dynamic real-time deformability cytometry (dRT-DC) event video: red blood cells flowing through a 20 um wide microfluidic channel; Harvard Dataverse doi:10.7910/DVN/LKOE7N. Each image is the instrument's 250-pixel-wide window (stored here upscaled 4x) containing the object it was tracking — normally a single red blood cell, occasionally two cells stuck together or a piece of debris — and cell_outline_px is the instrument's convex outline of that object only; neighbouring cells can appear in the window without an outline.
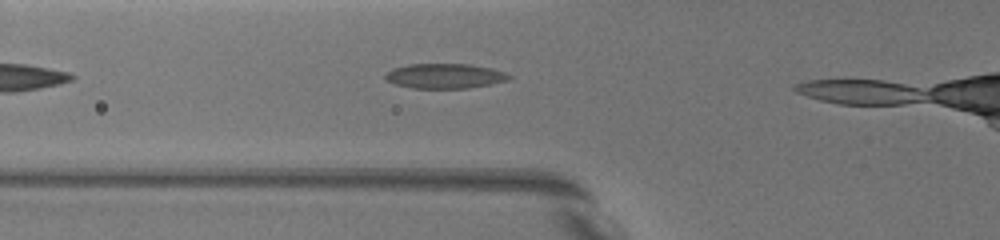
{"species": "common noctule bat (a hibernating species)", "species_latin": "Nyctalus noctula", "temperature_condition": "warm", "stored_images_in_passage": 16, "camera_frame_rate_fps": 3000, "um_per_image_px": 0.085, "animal": {"sex": "female", "body_mass_g": 19.5, "forearm_length_mm": 54.1}, "frame": {"image": 1, "passage_image": 3, "time_ms": 1.333, "image_size_px": [1000, 240], "cell_outline_px": [[512, 76], [508, 80], [468, 88], [412, 88], [396, 84], [388, 80], [384, 76], [392, 68], [408, 64], [468, 64], [492, 68], [504, 72]], "centroid_in_image_um": [37.8, 6.45], "position_along_channel_um": 88.0, "area_um2": 17.74}}
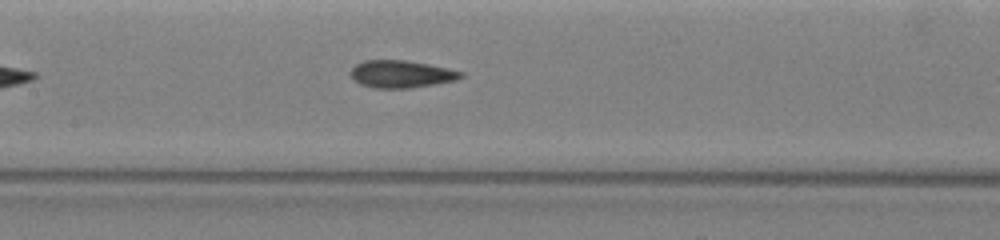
{"frame": {"image": 2, "passage_image": 8, "time_ms": 3.667, "image_size_px": [1000, 240], "cell_outline_px": [[464, 76], [456, 80], [408, 88], [372, 88], [360, 84], [352, 76], [352, 68], [356, 64], [364, 60], [404, 60], [428, 64], [464, 72]], "centroid_in_image_um": [34.11, 6.29], "position_along_channel_um": 173.3, "area_um2": 17.34}}
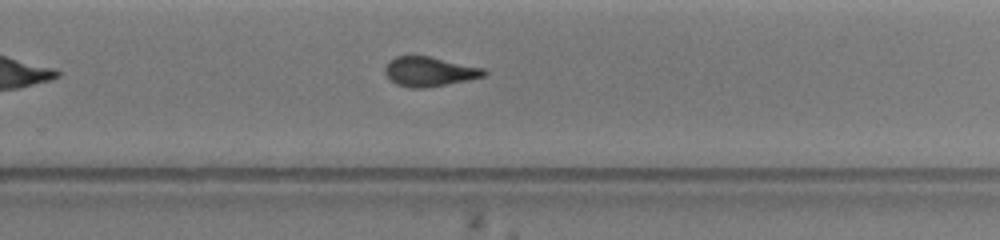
{"frame": {"image": 3, "passage_image": 15, "time_ms": 7.0, "image_size_px": [1000, 240], "cell_outline_px": [[488, 72], [484, 76], [468, 80], [424, 88], [408, 88], [396, 84], [388, 80], [384, 72], [384, 68], [388, 60], [396, 56], [428, 56], [484, 68]], "centroid_in_image_um": [36.44, 6.09], "position_along_channel_um": 293.4, "area_um2": 17.17}}